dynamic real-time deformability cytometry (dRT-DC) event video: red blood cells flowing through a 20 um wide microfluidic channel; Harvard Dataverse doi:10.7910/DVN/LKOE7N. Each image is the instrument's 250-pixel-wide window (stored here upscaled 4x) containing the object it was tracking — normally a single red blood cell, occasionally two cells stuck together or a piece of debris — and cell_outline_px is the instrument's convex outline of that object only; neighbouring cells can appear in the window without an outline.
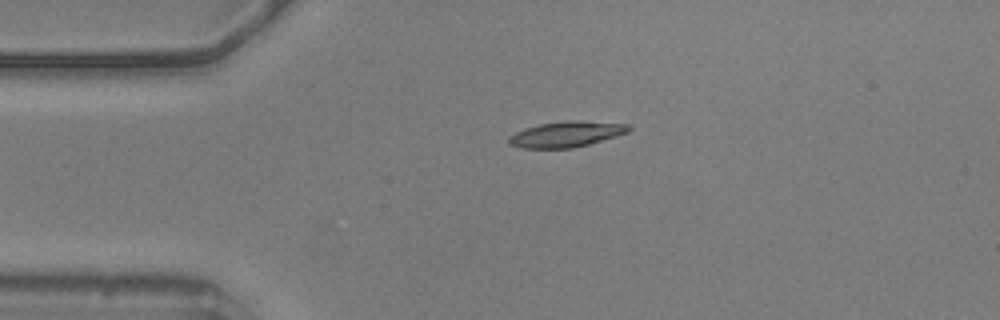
{"species": "common noctule bat (a hibernating species)", "species_latin": "Nyctalus noctula", "temperature_condition": "warm", "stored_images_in_passage": 29, "camera_frame_rate_fps": 3000, "um_per_image_px": 0.085, "animal": {"sex": "male", "body_mass_g": 20.5, "forearm_length_mm": 52.5}, "frame": {"image": 1, "passage_image": 1, "time_ms": 0.0, "image_size_px": [1000, 320], "cell_outline_px": [[632, 128], [628, 132], [616, 136], [588, 144], [572, 148], [524, 148], [508, 144], [508, 136], [524, 128], [540, 124], [564, 120], [580, 120], [628, 124]], "centroid_in_image_um": [48.12, 11.39], "position_along_channel_um": 36.9, "area_um2": 17.98}}
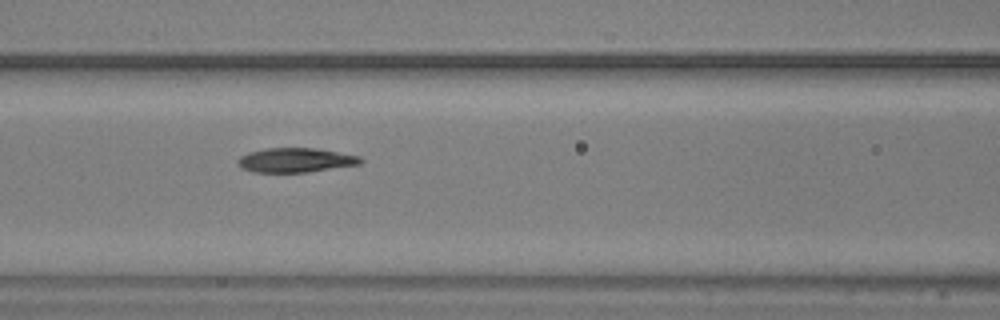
{"frame": {"image": 2, "passage_image": 12, "time_ms": 3.667, "image_size_px": [1000, 320], "cell_outline_px": [[364, 160], [360, 164], [308, 172], [252, 172], [240, 168], [236, 164], [236, 160], [240, 156], [248, 152], [264, 148], [316, 148], [360, 156]], "centroid_in_image_um": [25.07, 13.61], "position_along_channel_um": 141.5, "area_um2": 17.63}}
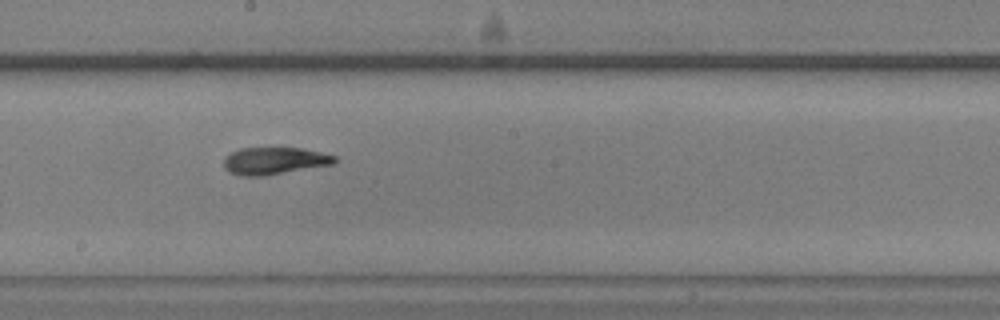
{"frame": {"image": 3, "passage_image": 19, "time_ms": 6.0, "image_size_px": [1000, 320], "cell_outline_px": [[336, 160], [332, 164], [264, 176], [240, 176], [228, 172], [224, 168], [224, 156], [240, 148], [300, 148], [320, 152], [336, 156]], "centroid_in_image_um": [23.26, 13.67], "position_along_channel_um": 224.9, "area_um2": 17.51}}